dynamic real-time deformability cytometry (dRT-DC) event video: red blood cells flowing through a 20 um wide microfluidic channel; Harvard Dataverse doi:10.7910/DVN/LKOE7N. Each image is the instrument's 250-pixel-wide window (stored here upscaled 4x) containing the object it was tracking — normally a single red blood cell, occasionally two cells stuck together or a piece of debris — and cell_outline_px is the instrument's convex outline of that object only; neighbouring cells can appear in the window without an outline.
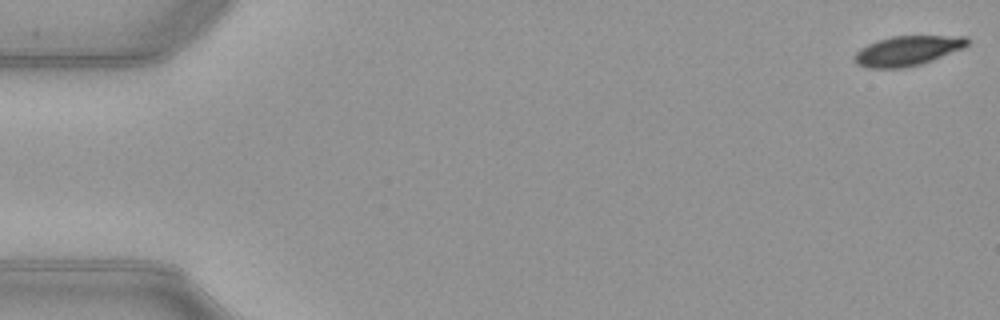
{"species": "common noctule bat (a hibernating species)", "species_latin": "Nyctalus noctula", "temperature_condition": "warm", "stored_images_in_passage": 16, "camera_frame_rate_fps": 3000, "um_per_image_px": 0.085, "animal": {"sex": "female", "body_mass_g": 21.9}, "frame": {"image": 1, "passage_image": 1, "time_ms": 0.0, "image_size_px": [1000, 320], "cell_outline_px": [[968, 44], [964, 48], [932, 60], [920, 64], [904, 68], [868, 68], [856, 64], [852, 60], [852, 56], [860, 48], [868, 44], [892, 36], [968, 36]], "centroid_in_image_um": [77.1, 4.32], "position_along_channel_um": 7.9, "area_um2": 19.65}}
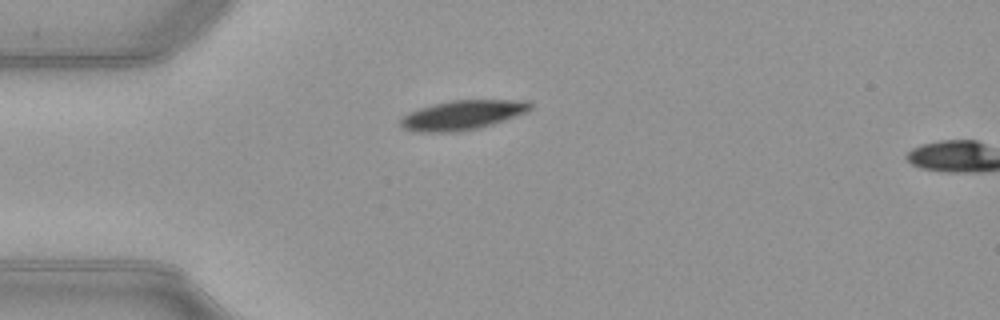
{"frame": {"image": 2, "passage_image": 14, "time_ms": 4.333, "image_size_px": [1000, 320], "cell_outline_px": [[532, 108], [528, 112], [492, 124], [460, 132], [420, 132], [404, 128], [400, 124], [400, 120], [408, 112], [432, 104], [452, 100], [528, 100], [532, 104]], "centroid_in_image_um": [39.34, 9.77], "position_along_channel_um": 45.7, "area_um2": 22.25}}